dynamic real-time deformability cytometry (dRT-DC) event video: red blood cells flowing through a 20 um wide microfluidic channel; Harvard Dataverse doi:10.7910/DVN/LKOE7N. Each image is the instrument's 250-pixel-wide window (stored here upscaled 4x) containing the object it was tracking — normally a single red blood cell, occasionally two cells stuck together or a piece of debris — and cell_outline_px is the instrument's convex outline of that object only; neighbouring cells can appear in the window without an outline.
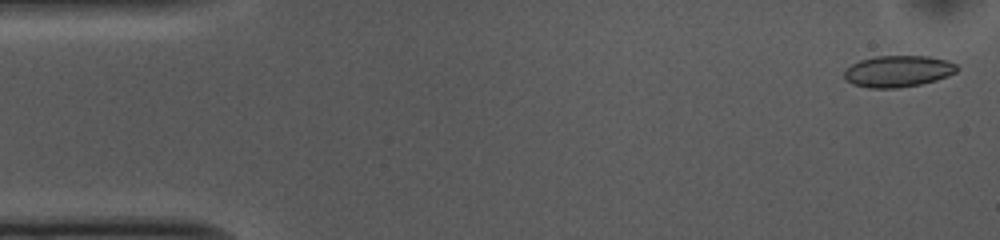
{"species": "common noctule bat (a hibernating species)", "species_latin": "Nyctalus noctula", "temperature_condition": "cold", "stored_images_in_passage": 53, "camera_frame_rate_fps": 3000, "um_per_image_px": 0.085, "animal": {"sex": "female", "body_mass_g": 10.0, "forearm_length_mm": 53.1}, "frame": {"image": 1, "passage_image": 2, "time_ms": 0.333, "image_size_px": [1000, 240], "cell_outline_px": [[960, 68], [956, 72], [948, 76], [936, 80], [920, 84], [896, 88], [868, 88], [852, 84], [844, 80], [844, 72], [852, 64], [860, 60], [876, 56], [928, 56], [948, 60], [956, 64]], "centroid_in_image_um": [76.34, 6.06], "position_along_channel_um": 8.7, "area_um2": 20.81}}
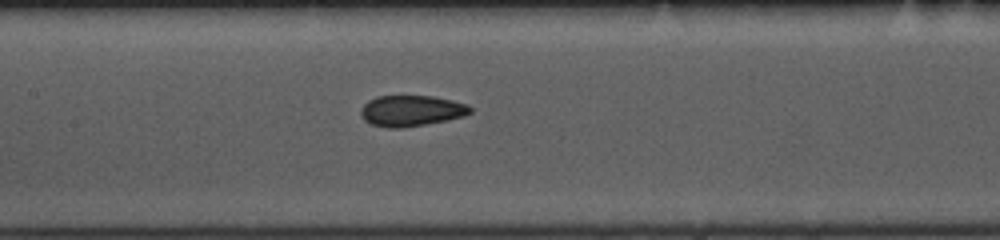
{"frame": {"image": 2, "passage_image": 24, "time_ms": 7.667, "image_size_px": [1000, 240], "cell_outline_px": [[472, 112], [464, 116], [448, 120], [404, 128], [388, 128], [372, 124], [364, 120], [360, 116], [360, 112], [364, 104], [368, 100], [376, 96], [432, 96], [452, 100], [468, 104], [472, 108]], "centroid_in_image_um": [34.97, 9.42], "position_along_channel_um": 172.4, "area_um2": 19.88}}
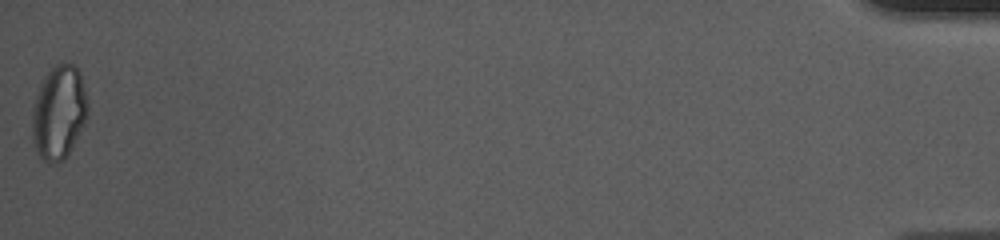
{"frame": {"image": 3, "passage_image": 53, "time_ms": 17.333, "image_size_px": [1000, 240], "cell_outline_px": [[88, 116], [68, 156], [64, 160], [56, 164], [48, 164], [36, 152], [32, 140], [32, 108], [40, 84], [44, 76], [56, 64], [72, 64], [80, 72], [88, 100]], "centroid_in_image_um": [5.0, 9.6], "position_along_channel_um": 430.2, "area_um2": 30.75}, "authors_computed_cell_mechanics": {"area_um2": 20.2878, "velocity_mm_per_s": 3.7259, "shape_relaxation_time_tau1_ms": 9.2096, "shape_relaxation_time_tau2_ms": 2.1697, "deformation_change_tau1": 0.1579, "deformation_change_tau2": 0.067}}